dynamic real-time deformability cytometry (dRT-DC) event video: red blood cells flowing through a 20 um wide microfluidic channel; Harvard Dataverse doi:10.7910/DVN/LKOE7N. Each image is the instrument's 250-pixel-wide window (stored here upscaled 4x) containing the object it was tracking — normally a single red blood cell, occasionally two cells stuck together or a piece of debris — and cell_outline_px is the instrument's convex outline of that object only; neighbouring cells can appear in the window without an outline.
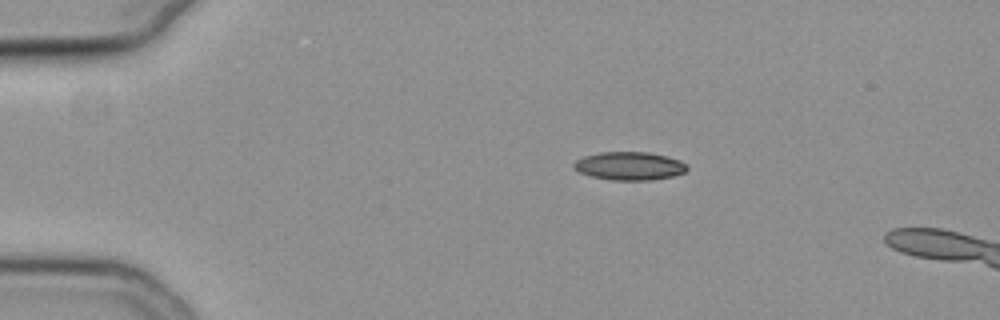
{"species": "common noctule bat (a hibernating species)", "species_latin": "Nyctalus noctula", "temperature_condition": "cold", "stored_images_in_passage": 18, "camera_frame_rate_fps": 3000, "um_per_image_px": 0.085, "animal": {"sex": "female", "body_mass_g": 19.3, "forearm_length_mm": 54.1}, "frame": {"image": 1, "passage_image": 11, "time_ms": 3.333, "image_size_px": [1000, 320], "cell_outline_px": [[688, 168], [684, 172], [672, 176], [652, 180], [612, 180], [592, 176], [580, 172], [572, 168], [572, 164], [576, 160], [584, 156], [600, 152], [648, 152], [680, 160], [688, 164]], "centroid_in_image_um": [53.49, 14.1], "position_along_channel_um": 31.5, "area_um2": 18.61}}